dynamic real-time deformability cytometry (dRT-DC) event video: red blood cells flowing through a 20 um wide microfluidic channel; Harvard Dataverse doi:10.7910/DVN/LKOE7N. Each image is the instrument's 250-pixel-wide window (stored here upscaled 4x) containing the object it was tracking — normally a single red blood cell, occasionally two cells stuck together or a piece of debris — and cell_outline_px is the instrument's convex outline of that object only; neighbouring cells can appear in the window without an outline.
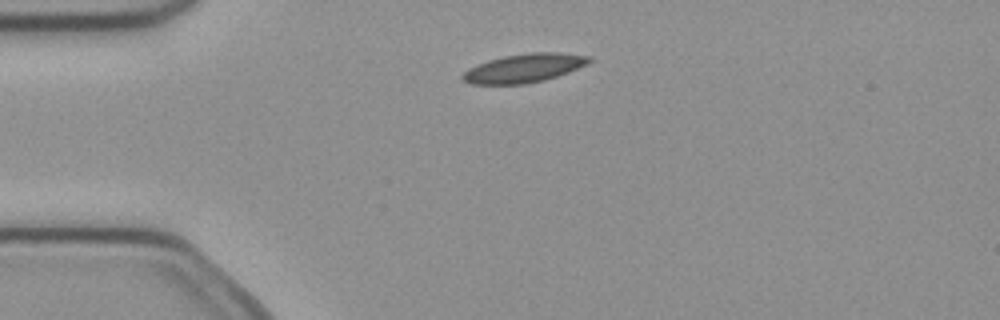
{"species": "common noctule bat (a hibernating species)", "species_latin": "Nyctalus noctula", "temperature_condition": "cold", "stored_images_in_passage": 4, "camera_frame_rate_fps": 3000, "um_per_image_px": 0.085, "animal": {"sex": "female", "body_mass_g": 21.9}, "frame": {"image": 1, "passage_image": 2, "time_ms": 0.333, "image_size_px": [1000, 320], "cell_outline_px": [[592, 60], [588, 64], [568, 72], [544, 80], [524, 84], [472, 84], [460, 80], [460, 76], [468, 68], [476, 64], [488, 60], [504, 56], [532, 52], [560, 52], [592, 56]], "centroid_in_image_um": [44.53, 5.78], "position_along_channel_um": 40.5, "area_um2": 21.33}}